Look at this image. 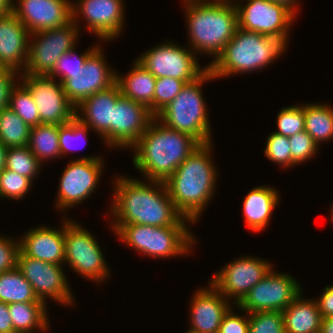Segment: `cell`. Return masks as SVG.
Segmentation results:
<instances>
[{
    "instance_id": "19",
    "label": "cell",
    "mask_w": 333,
    "mask_h": 333,
    "mask_svg": "<svg viewBox=\"0 0 333 333\" xmlns=\"http://www.w3.org/2000/svg\"><path fill=\"white\" fill-rule=\"evenodd\" d=\"M154 117L145 105L121 96L113 108L112 147L132 148Z\"/></svg>"
},
{
    "instance_id": "17",
    "label": "cell",
    "mask_w": 333,
    "mask_h": 333,
    "mask_svg": "<svg viewBox=\"0 0 333 333\" xmlns=\"http://www.w3.org/2000/svg\"><path fill=\"white\" fill-rule=\"evenodd\" d=\"M272 265L262 259L243 257L225 265L210 282L224 297H233L238 305L250 289L262 280Z\"/></svg>"
},
{
    "instance_id": "49",
    "label": "cell",
    "mask_w": 333,
    "mask_h": 333,
    "mask_svg": "<svg viewBox=\"0 0 333 333\" xmlns=\"http://www.w3.org/2000/svg\"><path fill=\"white\" fill-rule=\"evenodd\" d=\"M320 333H333V317L322 318Z\"/></svg>"
},
{
    "instance_id": "25",
    "label": "cell",
    "mask_w": 333,
    "mask_h": 333,
    "mask_svg": "<svg viewBox=\"0 0 333 333\" xmlns=\"http://www.w3.org/2000/svg\"><path fill=\"white\" fill-rule=\"evenodd\" d=\"M133 64L134 68H132L127 76L120 77L116 73V83L123 97L145 105L154 115L156 77L137 60Z\"/></svg>"
},
{
    "instance_id": "11",
    "label": "cell",
    "mask_w": 333,
    "mask_h": 333,
    "mask_svg": "<svg viewBox=\"0 0 333 333\" xmlns=\"http://www.w3.org/2000/svg\"><path fill=\"white\" fill-rule=\"evenodd\" d=\"M157 46L137 59L156 78H176L189 83L208 68H200L194 52L189 49L169 42Z\"/></svg>"
},
{
    "instance_id": "22",
    "label": "cell",
    "mask_w": 333,
    "mask_h": 333,
    "mask_svg": "<svg viewBox=\"0 0 333 333\" xmlns=\"http://www.w3.org/2000/svg\"><path fill=\"white\" fill-rule=\"evenodd\" d=\"M193 294L191 327L186 333H218L223 316L230 309L224 297L212 284ZM226 298V299H225Z\"/></svg>"
},
{
    "instance_id": "33",
    "label": "cell",
    "mask_w": 333,
    "mask_h": 333,
    "mask_svg": "<svg viewBox=\"0 0 333 333\" xmlns=\"http://www.w3.org/2000/svg\"><path fill=\"white\" fill-rule=\"evenodd\" d=\"M9 107L31 128L40 124L37 105L35 104L28 88L22 83L12 87L10 92Z\"/></svg>"
},
{
    "instance_id": "51",
    "label": "cell",
    "mask_w": 333,
    "mask_h": 333,
    "mask_svg": "<svg viewBox=\"0 0 333 333\" xmlns=\"http://www.w3.org/2000/svg\"><path fill=\"white\" fill-rule=\"evenodd\" d=\"M271 1L285 4L288 8H290L296 14V12H295L296 11L295 9L297 8L296 1H298V0H271Z\"/></svg>"
},
{
    "instance_id": "50",
    "label": "cell",
    "mask_w": 333,
    "mask_h": 333,
    "mask_svg": "<svg viewBox=\"0 0 333 333\" xmlns=\"http://www.w3.org/2000/svg\"><path fill=\"white\" fill-rule=\"evenodd\" d=\"M8 147L0 142V173L5 169Z\"/></svg>"
},
{
    "instance_id": "23",
    "label": "cell",
    "mask_w": 333,
    "mask_h": 333,
    "mask_svg": "<svg viewBox=\"0 0 333 333\" xmlns=\"http://www.w3.org/2000/svg\"><path fill=\"white\" fill-rule=\"evenodd\" d=\"M30 34L14 13L0 15V62L6 68L20 73L26 67Z\"/></svg>"
},
{
    "instance_id": "4",
    "label": "cell",
    "mask_w": 333,
    "mask_h": 333,
    "mask_svg": "<svg viewBox=\"0 0 333 333\" xmlns=\"http://www.w3.org/2000/svg\"><path fill=\"white\" fill-rule=\"evenodd\" d=\"M229 0L186 3L191 48L216 58L233 38L237 27V11Z\"/></svg>"
},
{
    "instance_id": "47",
    "label": "cell",
    "mask_w": 333,
    "mask_h": 333,
    "mask_svg": "<svg viewBox=\"0 0 333 333\" xmlns=\"http://www.w3.org/2000/svg\"><path fill=\"white\" fill-rule=\"evenodd\" d=\"M0 333H15L8 304L0 301Z\"/></svg>"
},
{
    "instance_id": "20",
    "label": "cell",
    "mask_w": 333,
    "mask_h": 333,
    "mask_svg": "<svg viewBox=\"0 0 333 333\" xmlns=\"http://www.w3.org/2000/svg\"><path fill=\"white\" fill-rule=\"evenodd\" d=\"M13 13L30 33L53 29L72 20L68 0H18Z\"/></svg>"
},
{
    "instance_id": "39",
    "label": "cell",
    "mask_w": 333,
    "mask_h": 333,
    "mask_svg": "<svg viewBox=\"0 0 333 333\" xmlns=\"http://www.w3.org/2000/svg\"><path fill=\"white\" fill-rule=\"evenodd\" d=\"M94 46L92 49H88L85 53L80 54L79 56L75 54V49H72L68 52H65L61 55L58 61L55 64L53 70L48 74L49 77L55 78L58 76L60 78V82L62 83L66 78H70L71 74L81 69L87 57L97 48ZM74 58V59H72ZM73 61H72V60ZM61 76V77H60Z\"/></svg>"
},
{
    "instance_id": "18",
    "label": "cell",
    "mask_w": 333,
    "mask_h": 333,
    "mask_svg": "<svg viewBox=\"0 0 333 333\" xmlns=\"http://www.w3.org/2000/svg\"><path fill=\"white\" fill-rule=\"evenodd\" d=\"M123 0H80L72 5V20L83 15L88 30L105 40H112L121 34L124 24ZM78 5V6H77ZM81 14H80V13ZM77 15V16H76ZM120 32V33H119Z\"/></svg>"
},
{
    "instance_id": "31",
    "label": "cell",
    "mask_w": 333,
    "mask_h": 333,
    "mask_svg": "<svg viewBox=\"0 0 333 333\" xmlns=\"http://www.w3.org/2000/svg\"><path fill=\"white\" fill-rule=\"evenodd\" d=\"M305 131L317 143L333 138V107L304 104Z\"/></svg>"
},
{
    "instance_id": "28",
    "label": "cell",
    "mask_w": 333,
    "mask_h": 333,
    "mask_svg": "<svg viewBox=\"0 0 333 333\" xmlns=\"http://www.w3.org/2000/svg\"><path fill=\"white\" fill-rule=\"evenodd\" d=\"M15 333H33L32 329H48L46 303L25 302L8 304Z\"/></svg>"
},
{
    "instance_id": "54",
    "label": "cell",
    "mask_w": 333,
    "mask_h": 333,
    "mask_svg": "<svg viewBox=\"0 0 333 333\" xmlns=\"http://www.w3.org/2000/svg\"><path fill=\"white\" fill-rule=\"evenodd\" d=\"M331 207H332V209H331V213H332V215H331L332 216L331 217L332 218L331 221H332L333 220V206H331Z\"/></svg>"
},
{
    "instance_id": "15",
    "label": "cell",
    "mask_w": 333,
    "mask_h": 333,
    "mask_svg": "<svg viewBox=\"0 0 333 333\" xmlns=\"http://www.w3.org/2000/svg\"><path fill=\"white\" fill-rule=\"evenodd\" d=\"M102 160L99 157H82L72 161L60 178L58 199L55 205L67 209L77 205L94 192L102 174Z\"/></svg>"
},
{
    "instance_id": "40",
    "label": "cell",
    "mask_w": 333,
    "mask_h": 333,
    "mask_svg": "<svg viewBox=\"0 0 333 333\" xmlns=\"http://www.w3.org/2000/svg\"><path fill=\"white\" fill-rule=\"evenodd\" d=\"M288 139L291 148V166L311 159L319 146L305 130Z\"/></svg>"
},
{
    "instance_id": "10",
    "label": "cell",
    "mask_w": 333,
    "mask_h": 333,
    "mask_svg": "<svg viewBox=\"0 0 333 333\" xmlns=\"http://www.w3.org/2000/svg\"><path fill=\"white\" fill-rule=\"evenodd\" d=\"M244 5L235 3L239 28L281 39L287 44L289 26L295 17L290 8L271 0H248Z\"/></svg>"
},
{
    "instance_id": "46",
    "label": "cell",
    "mask_w": 333,
    "mask_h": 333,
    "mask_svg": "<svg viewBox=\"0 0 333 333\" xmlns=\"http://www.w3.org/2000/svg\"><path fill=\"white\" fill-rule=\"evenodd\" d=\"M322 318L333 317V285L326 286L320 299H315Z\"/></svg>"
},
{
    "instance_id": "36",
    "label": "cell",
    "mask_w": 333,
    "mask_h": 333,
    "mask_svg": "<svg viewBox=\"0 0 333 333\" xmlns=\"http://www.w3.org/2000/svg\"><path fill=\"white\" fill-rule=\"evenodd\" d=\"M278 131L275 133L291 137L305 130L304 104L283 108L277 116Z\"/></svg>"
},
{
    "instance_id": "12",
    "label": "cell",
    "mask_w": 333,
    "mask_h": 333,
    "mask_svg": "<svg viewBox=\"0 0 333 333\" xmlns=\"http://www.w3.org/2000/svg\"><path fill=\"white\" fill-rule=\"evenodd\" d=\"M23 83L37 105L40 124L62 125L76 116V108L69 102L63 84L48 75L23 74Z\"/></svg>"
},
{
    "instance_id": "2",
    "label": "cell",
    "mask_w": 333,
    "mask_h": 333,
    "mask_svg": "<svg viewBox=\"0 0 333 333\" xmlns=\"http://www.w3.org/2000/svg\"><path fill=\"white\" fill-rule=\"evenodd\" d=\"M154 117L147 130L132 146L133 163L147 180L165 182L177 167L201 144L188 134L156 123Z\"/></svg>"
},
{
    "instance_id": "14",
    "label": "cell",
    "mask_w": 333,
    "mask_h": 333,
    "mask_svg": "<svg viewBox=\"0 0 333 333\" xmlns=\"http://www.w3.org/2000/svg\"><path fill=\"white\" fill-rule=\"evenodd\" d=\"M17 268L32 285L35 295L43 303H46L47 297L61 302V304L71 305L73 303L72 291L68 287L62 265L46 263L28 257L20 251Z\"/></svg>"
},
{
    "instance_id": "44",
    "label": "cell",
    "mask_w": 333,
    "mask_h": 333,
    "mask_svg": "<svg viewBox=\"0 0 333 333\" xmlns=\"http://www.w3.org/2000/svg\"><path fill=\"white\" fill-rule=\"evenodd\" d=\"M218 333H249V317L237 316L230 308L223 316Z\"/></svg>"
},
{
    "instance_id": "29",
    "label": "cell",
    "mask_w": 333,
    "mask_h": 333,
    "mask_svg": "<svg viewBox=\"0 0 333 333\" xmlns=\"http://www.w3.org/2000/svg\"><path fill=\"white\" fill-rule=\"evenodd\" d=\"M0 301L6 304L42 302L17 267L0 273Z\"/></svg>"
},
{
    "instance_id": "16",
    "label": "cell",
    "mask_w": 333,
    "mask_h": 333,
    "mask_svg": "<svg viewBox=\"0 0 333 333\" xmlns=\"http://www.w3.org/2000/svg\"><path fill=\"white\" fill-rule=\"evenodd\" d=\"M102 53L98 46L87 57L81 69L62 82L65 94L75 108L89 96L106 90L116 83V72L108 68Z\"/></svg>"
},
{
    "instance_id": "5",
    "label": "cell",
    "mask_w": 333,
    "mask_h": 333,
    "mask_svg": "<svg viewBox=\"0 0 333 333\" xmlns=\"http://www.w3.org/2000/svg\"><path fill=\"white\" fill-rule=\"evenodd\" d=\"M285 46L281 39L237 27L222 53L207 67L214 78L260 70L279 57Z\"/></svg>"
},
{
    "instance_id": "21",
    "label": "cell",
    "mask_w": 333,
    "mask_h": 333,
    "mask_svg": "<svg viewBox=\"0 0 333 333\" xmlns=\"http://www.w3.org/2000/svg\"><path fill=\"white\" fill-rule=\"evenodd\" d=\"M117 83L89 96L76 107V116L83 124L97 131L112 147V115L117 100L121 97ZM80 110L81 114L77 110ZM84 115H83V114ZM81 115V116H80ZM85 117V118H84Z\"/></svg>"
},
{
    "instance_id": "9",
    "label": "cell",
    "mask_w": 333,
    "mask_h": 333,
    "mask_svg": "<svg viewBox=\"0 0 333 333\" xmlns=\"http://www.w3.org/2000/svg\"><path fill=\"white\" fill-rule=\"evenodd\" d=\"M65 221V260L75 272L93 281L109 276L107 263L94 236L74 221Z\"/></svg>"
},
{
    "instance_id": "8",
    "label": "cell",
    "mask_w": 333,
    "mask_h": 333,
    "mask_svg": "<svg viewBox=\"0 0 333 333\" xmlns=\"http://www.w3.org/2000/svg\"><path fill=\"white\" fill-rule=\"evenodd\" d=\"M71 20L62 26L31 33L34 42L28 47V57L24 74L48 75L62 54L75 47L79 29ZM38 39H37V38Z\"/></svg>"
},
{
    "instance_id": "42",
    "label": "cell",
    "mask_w": 333,
    "mask_h": 333,
    "mask_svg": "<svg viewBox=\"0 0 333 333\" xmlns=\"http://www.w3.org/2000/svg\"><path fill=\"white\" fill-rule=\"evenodd\" d=\"M88 129L90 128L83 124L77 117H74L66 124L59 125V146L61 156L66 154V152H70L72 148L75 149V147H73L74 140L83 137L86 139Z\"/></svg>"
},
{
    "instance_id": "13",
    "label": "cell",
    "mask_w": 333,
    "mask_h": 333,
    "mask_svg": "<svg viewBox=\"0 0 333 333\" xmlns=\"http://www.w3.org/2000/svg\"><path fill=\"white\" fill-rule=\"evenodd\" d=\"M301 289L296 279L271 269L237 306L247 315L257 311L282 312L302 292Z\"/></svg>"
},
{
    "instance_id": "38",
    "label": "cell",
    "mask_w": 333,
    "mask_h": 333,
    "mask_svg": "<svg viewBox=\"0 0 333 333\" xmlns=\"http://www.w3.org/2000/svg\"><path fill=\"white\" fill-rule=\"evenodd\" d=\"M31 184L29 178L5 168L0 173V197L21 199L28 193Z\"/></svg>"
},
{
    "instance_id": "6",
    "label": "cell",
    "mask_w": 333,
    "mask_h": 333,
    "mask_svg": "<svg viewBox=\"0 0 333 333\" xmlns=\"http://www.w3.org/2000/svg\"><path fill=\"white\" fill-rule=\"evenodd\" d=\"M207 70L196 80L186 83L181 92L155 117L165 126L195 138L200 144L211 142L210 122L201 85L213 79Z\"/></svg>"
},
{
    "instance_id": "26",
    "label": "cell",
    "mask_w": 333,
    "mask_h": 333,
    "mask_svg": "<svg viewBox=\"0 0 333 333\" xmlns=\"http://www.w3.org/2000/svg\"><path fill=\"white\" fill-rule=\"evenodd\" d=\"M278 192L267 186L253 188L243 202V215L250 230L260 232L269 223L272 211L278 204Z\"/></svg>"
},
{
    "instance_id": "48",
    "label": "cell",
    "mask_w": 333,
    "mask_h": 333,
    "mask_svg": "<svg viewBox=\"0 0 333 333\" xmlns=\"http://www.w3.org/2000/svg\"><path fill=\"white\" fill-rule=\"evenodd\" d=\"M13 0H0V15L11 14L14 11Z\"/></svg>"
},
{
    "instance_id": "43",
    "label": "cell",
    "mask_w": 333,
    "mask_h": 333,
    "mask_svg": "<svg viewBox=\"0 0 333 333\" xmlns=\"http://www.w3.org/2000/svg\"><path fill=\"white\" fill-rule=\"evenodd\" d=\"M0 236V273L17 267L20 242Z\"/></svg>"
},
{
    "instance_id": "52",
    "label": "cell",
    "mask_w": 333,
    "mask_h": 333,
    "mask_svg": "<svg viewBox=\"0 0 333 333\" xmlns=\"http://www.w3.org/2000/svg\"><path fill=\"white\" fill-rule=\"evenodd\" d=\"M190 2H206V0H184V3H190Z\"/></svg>"
},
{
    "instance_id": "1",
    "label": "cell",
    "mask_w": 333,
    "mask_h": 333,
    "mask_svg": "<svg viewBox=\"0 0 333 333\" xmlns=\"http://www.w3.org/2000/svg\"><path fill=\"white\" fill-rule=\"evenodd\" d=\"M115 183V196L111 207L115 219L113 225H187L185 222L189 219L176 209L164 182L151 180V184L148 185L137 179L122 176L115 180Z\"/></svg>"
},
{
    "instance_id": "24",
    "label": "cell",
    "mask_w": 333,
    "mask_h": 333,
    "mask_svg": "<svg viewBox=\"0 0 333 333\" xmlns=\"http://www.w3.org/2000/svg\"><path fill=\"white\" fill-rule=\"evenodd\" d=\"M20 242V251L28 257L61 265L65 260V222L63 227L52 229L37 227L25 233Z\"/></svg>"
},
{
    "instance_id": "32",
    "label": "cell",
    "mask_w": 333,
    "mask_h": 333,
    "mask_svg": "<svg viewBox=\"0 0 333 333\" xmlns=\"http://www.w3.org/2000/svg\"><path fill=\"white\" fill-rule=\"evenodd\" d=\"M31 127L10 107L0 111V142L7 147L26 146L29 143Z\"/></svg>"
},
{
    "instance_id": "45",
    "label": "cell",
    "mask_w": 333,
    "mask_h": 333,
    "mask_svg": "<svg viewBox=\"0 0 333 333\" xmlns=\"http://www.w3.org/2000/svg\"><path fill=\"white\" fill-rule=\"evenodd\" d=\"M17 74L18 71L7 68L0 75V111L9 107L10 92L12 87L15 85L14 78Z\"/></svg>"
},
{
    "instance_id": "35",
    "label": "cell",
    "mask_w": 333,
    "mask_h": 333,
    "mask_svg": "<svg viewBox=\"0 0 333 333\" xmlns=\"http://www.w3.org/2000/svg\"><path fill=\"white\" fill-rule=\"evenodd\" d=\"M249 315V333H285L282 312L257 311Z\"/></svg>"
},
{
    "instance_id": "34",
    "label": "cell",
    "mask_w": 333,
    "mask_h": 333,
    "mask_svg": "<svg viewBox=\"0 0 333 333\" xmlns=\"http://www.w3.org/2000/svg\"><path fill=\"white\" fill-rule=\"evenodd\" d=\"M41 163L32 154L29 146L8 147L6 169L29 178L31 181L39 172Z\"/></svg>"
},
{
    "instance_id": "27",
    "label": "cell",
    "mask_w": 333,
    "mask_h": 333,
    "mask_svg": "<svg viewBox=\"0 0 333 333\" xmlns=\"http://www.w3.org/2000/svg\"><path fill=\"white\" fill-rule=\"evenodd\" d=\"M285 333H320L322 317L316 300L302 299L301 293L282 311Z\"/></svg>"
},
{
    "instance_id": "37",
    "label": "cell",
    "mask_w": 333,
    "mask_h": 333,
    "mask_svg": "<svg viewBox=\"0 0 333 333\" xmlns=\"http://www.w3.org/2000/svg\"><path fill=\"white\" fill-rule=\"evenodd\" d=\"M186 85L184 80L176 78H156L154 91V116L163 110L181 92Z\"/></svg>"
},
{
    "instance_id": "7",
    "label": "cell",
    "mask_w": 333,
    "mask_h": 333,
    "mask_svg": "<svg viewBox=\"0 0 333 333\" xmlns=\"http://www.w3.org/2000/svg\"><path fill=\"white\" fill-rule=\"evenodd\" d=\"M112 228L131 248L152 257L168 258L188 254L191 244L195 242L186 226L130 224L112 225Z\"/></svg>"
},
{
    "instance_id": "53",
    "label": "cell",
    "mask_w": 333,
    "mask_h": 333,
    "mask_svg": "<svg viewBox=\"0 0 333 333\" xmlns=\"http://www.w3.org/2000/svg\"><path fill=\"white\" fill-rule=\"evenodd\" d=\"M7 68L0 62V75L6 70Z\"/></svg>"
},
{
    "instance_id": "30",
    "label": "cell",
    "mask_w": 333,
    "mask_h": 333,
    "mask_svg": "<svg viewBox=\"0 0 333 333\" xmlns=\"http://www.w3.org/2000/svg\"><path fill=\"white\" fill-rule=\"evenodd\" d=\"M28 146L32 154L40 163L47 158L61 157L59 146V125L38 124L37 126L32 127Z\"/></svg>"
},
{
    "instance_id": "41",
    "label": "cell",
    "mask_w": 333,
    "mask_h": 333,
    "mask_svg": "<svg viewBox=\"0 0 333 333\" xmlns=\"http://www.w3.org/2000/svg\"><path fill=\"white\" fill-rule=\"evenodd\" d=\"M264 153L271 161L284 167H291V148L288 137L275 132L271 133Z\"/></svg>"
},
{
    "instance_id": "3",
    "label": "cell",
    "mask_w": 333,
    "mask_h": 333,
    "mask_svg": "<svg viewBox=\"0 0 333 333\" xmlns=\"http://www.w3.org/2000/svg\"><path fill=\"white\" fill-rule=\"evenodd\" d=\"M211 143L197 147L164 182L176 209L190 222L199 219L216 185Z\"/></svg>"
}]
</instances>
